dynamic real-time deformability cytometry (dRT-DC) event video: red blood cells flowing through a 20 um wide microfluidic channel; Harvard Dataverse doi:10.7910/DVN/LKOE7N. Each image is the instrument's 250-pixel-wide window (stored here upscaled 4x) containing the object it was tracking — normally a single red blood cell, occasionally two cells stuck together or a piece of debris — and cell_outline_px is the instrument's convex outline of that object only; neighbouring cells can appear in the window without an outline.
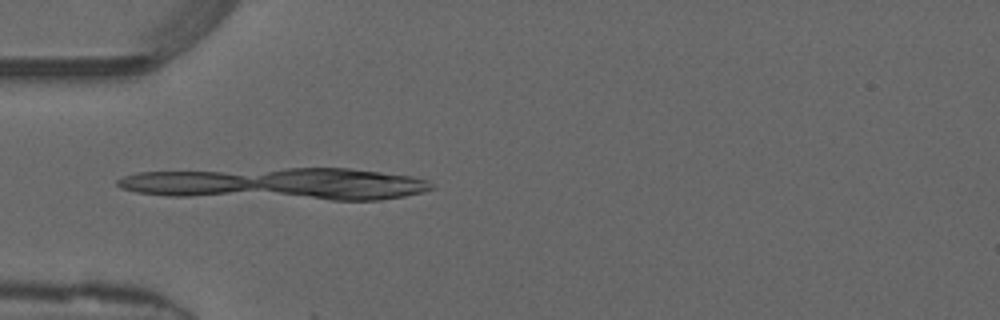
{"species": "common noctule bat (a hibernating species)", "species_latin": "Nyctalus noctula", "temperature_condition": "warm", "stored_images_in_passage": 15, "segment_of_instrument_passage": [2, 2], "camera_frame_rate_fps": 3000, "um_per_image_px": 0.085, "animal": {"sex": "male", "forearm_length_mm": 52.5}, "frame": {"image": 1, "passage_image": 14, "time_ms": 4.333, "image_size_px": [1000, 320], "cell_outline_px": [[240, 188], [216, 192], [152, 192], [164, 172], [200, 172], [232, 176]], "centroid_in_image_um": [16.55, 15.52], "position_along_channel_um": 68.4, "area_um2": 10.46}}